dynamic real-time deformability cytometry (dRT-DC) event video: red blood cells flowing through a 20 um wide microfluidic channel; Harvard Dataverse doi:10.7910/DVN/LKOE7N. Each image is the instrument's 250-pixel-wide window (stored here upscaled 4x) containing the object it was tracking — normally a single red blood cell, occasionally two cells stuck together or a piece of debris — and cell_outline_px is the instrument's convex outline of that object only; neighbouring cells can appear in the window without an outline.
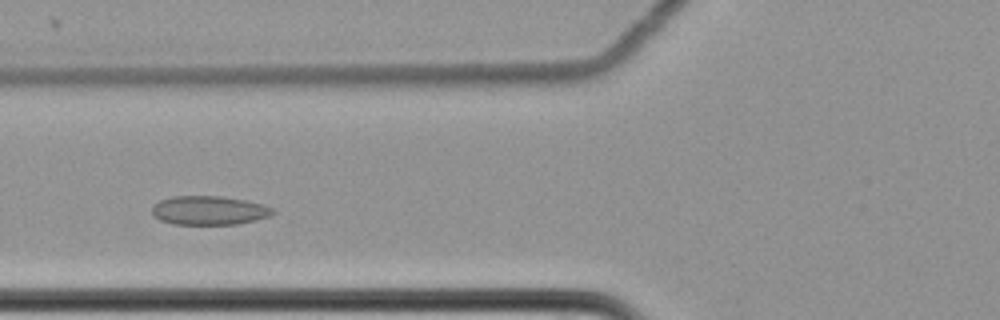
{"species": "common noctule bat (a hibernating species)", "species_latin": "Nyctalus noctula", "temperature_condition": "cold", "stored_images_in_passage": 51, "camera_frame_rate_fps": 3000, "um_per_image_px": 0.085, "animal": {"sex": "female", "body_mass_g": 22.7, "forearm_length_mm": 54.2}, "frame": {"image": 1, "passage_image": 15, "time_ms": 4.667, "image_size_px": [1000, 320], "cell_outline_px": [[276, 212], [268, 216], [236, 224], [172, 224], [160, 220], [152, 212], [152, 204], [160, 200], [172, 196], [220, 196], [244, 200], [260, 204], [272, 208]], "centroid_in_image_um": [17.71, 17.88], "position_along_channel_um": 108.1, "area_um2": 20.11}}
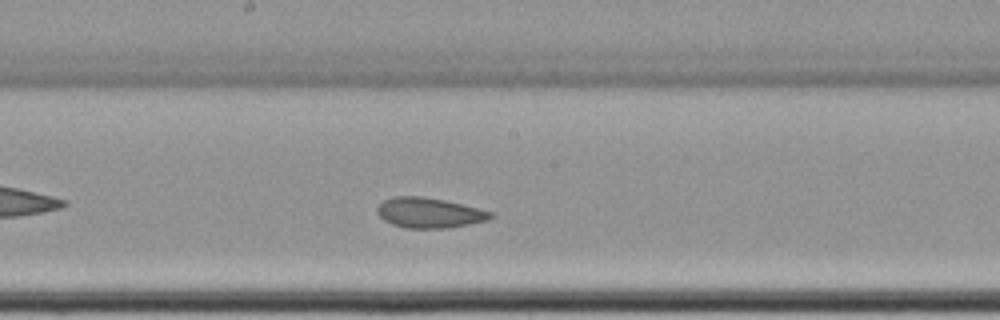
{"frame": {"image": 2, "passage_image": 24, "time_ms": 7.667, "image_size_px": [1000, 320], "cell_outline_px": [[492, 216], [484, 220], [468, 224], [448, 228], [408, 228], [392, 224], [384, 220], [376, 212], [376, 208], [384, 200], [392, 196], [420, 196], [444, 200], [492, 212]], "centroid_in_image_um": [36.41, 18.08], "position_along_channel_um": 211.8, "area_um2": 19.59}}
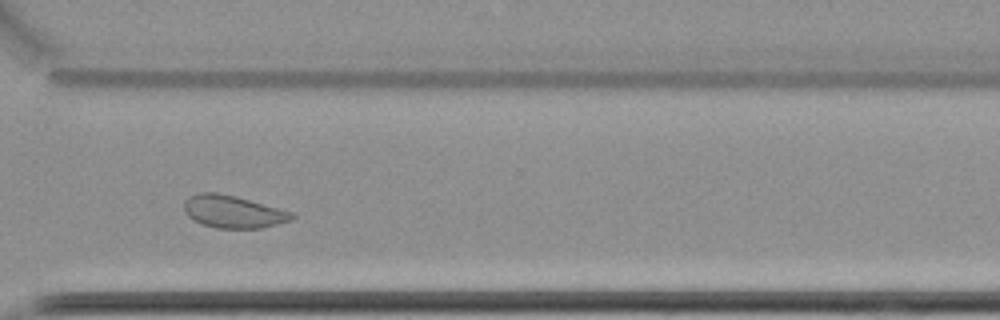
{"frame": {"image": 3, "passage_image": 36, "time_ms": 11.667, "image_size_px": [1000, 320], "cell_outline_px": [[296, 216], [292, 220], [260, 228], [216, 228], [192, 220], [188, 216], [184, 208], [184, 200], [188, 196], [200, 192], [216, 192], [236, 196], [296, 212]], "centroid_in_image_um": [19.84, 17.98], "position_along_channel_um": 350.8, "area_um2": 20.63}, "authors_computed_cell_mechanics": {"area_um2": 21.3282, "velocity_mm_per_s": 3.4538, "shape_relaxation_time_tau1_ms": null, "shape_relaxation_time_tau2_ms": 2.0102, "deformation_change_tau1": null, "deformation_change_tau2": 0.0675}}